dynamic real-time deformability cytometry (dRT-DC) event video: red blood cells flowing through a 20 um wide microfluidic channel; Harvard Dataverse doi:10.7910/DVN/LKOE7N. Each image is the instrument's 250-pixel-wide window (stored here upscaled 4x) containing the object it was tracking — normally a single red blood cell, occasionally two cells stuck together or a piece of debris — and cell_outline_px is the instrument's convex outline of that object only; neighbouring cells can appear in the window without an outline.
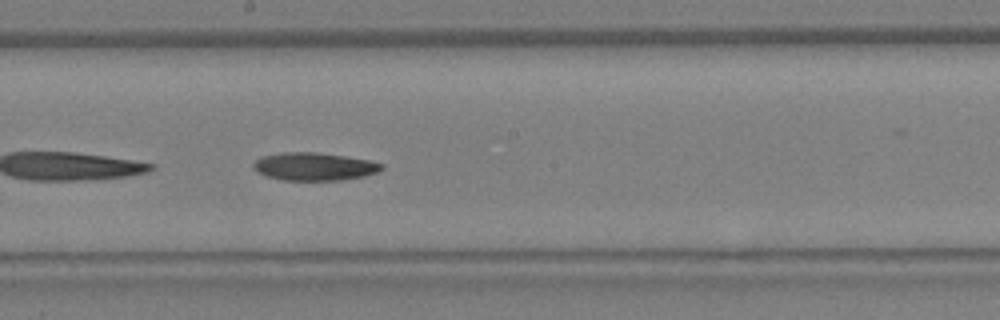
{"species": "Egyptian fruit bat (a non-hibernating species)", "species_latin": "Rousettus aegyptiacus", "temperature_condition": "warm", "stored_images_in_passage": 15, "camera_frame_rate_fps": 3000, "um_per_image_px": 0.085, "animal": {"sex": "female"}, "frame": {"image": 1, "passage_image": 15, "time_ms": 4.667, "image_size_px": [1000, 320], "cell_outline_px": [[384, 168], [376, 172], [364, 176], [340, 180], [284, 180], [268, 176], [260, 172], [252, 164], [260, 156], [280, 152], [316, 152], [344, 156], [368, 160], [384, 164]], "centroid_in_image_um": [26.72, 14.14], "position_along_channel_um": 221.5, "area_um2": 20.63}}